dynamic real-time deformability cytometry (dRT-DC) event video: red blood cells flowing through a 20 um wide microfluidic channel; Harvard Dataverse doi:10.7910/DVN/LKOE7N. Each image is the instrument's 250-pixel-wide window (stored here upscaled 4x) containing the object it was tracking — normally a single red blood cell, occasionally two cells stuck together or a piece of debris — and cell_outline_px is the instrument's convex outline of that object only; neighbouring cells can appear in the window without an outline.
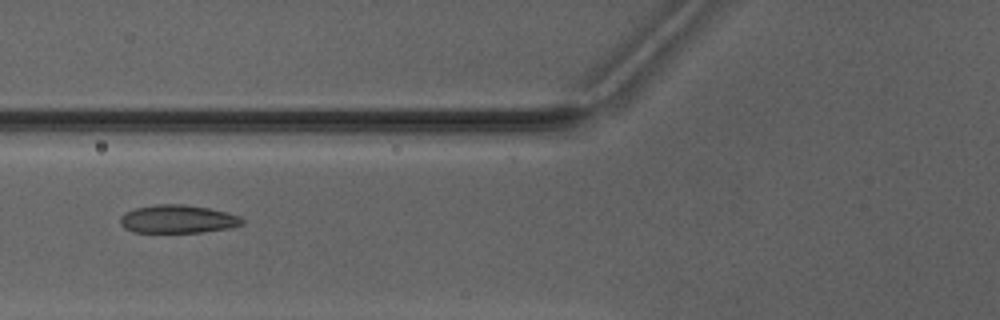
{"species": "Egyptian fruit bat (a non-hibernating species)", "species_latin": "Rousettus aegyptiacus", "temperature_condition": "warm", "stored_images_in_passage": 3, "camera_frame_rate_fps": 3000, "um_per_image_px": 0.085, "animal": {"sex": "male"}, "frame": {"image": 1, "passage_image": 3, "time_ms": 3.0, "image_size_px": [1000, 320], "cell_outline_px": [[244, 224], [228, 228], [200, 232], [132, 232], [124, 228], [120, 224], [120, 216], [124, 212], [136, 208], [156, 204], [184, 204], [208, 208], [240, 216], [244, 220]], "centroid_in_image_um": [15.07, 18.62], "position_along_channel_um": 110.7, "area_um2": 20.0}}